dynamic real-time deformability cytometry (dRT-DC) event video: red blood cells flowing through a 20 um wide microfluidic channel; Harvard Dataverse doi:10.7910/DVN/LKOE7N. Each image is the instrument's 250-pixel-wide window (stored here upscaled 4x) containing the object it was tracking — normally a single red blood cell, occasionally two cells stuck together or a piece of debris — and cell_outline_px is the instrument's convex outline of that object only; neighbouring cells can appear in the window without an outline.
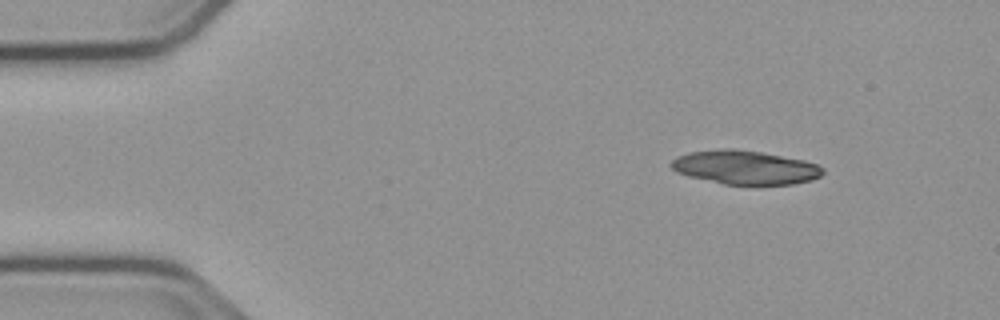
{"species": "common noctule bat (a hibernating species)", "species_latin": "Nyctalus noctula", "temperature_condition": "cold", "stored_images_in_passage": 48, "camera_frame_rate_fps": 3000, "um_per_image_px": 0.085, "animal": {"sex": "male", "body_mass_g": 23.1, "forearm_length_mm": 52.7}, "frame": {"image": 1, "passage_image": 1, "time_ms": 0.0, "image_size_px": [1000, 320], "cell_outline_px": [[824, 172], [820, 176], [812, 180], [792, 184], [724, 184], [688, 176], [676, 172], [668, 164], [676, 156], [688, 152], [724, 148], [732, 148], [760, 152], [804, 160], [816, 164], [824, 168]], "centroid_in_image_um": [63.3, 14.22], "position_along_channel_um": 21.7, "area_um2": 29.88}}
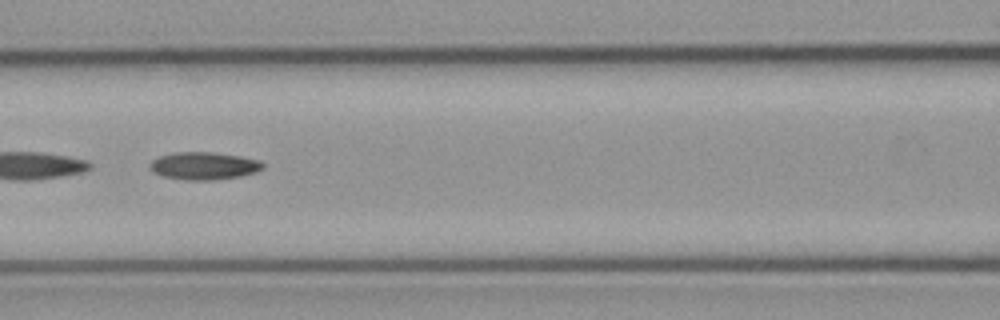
{"frame": {"image": 2, "passage_image": 18, "time_ms": 5.667, "image_size_px": [1000, 320], "cell_outline_px": [[264, 168], [256, 172], [240, 176], [216, 180], [184, 180], [164, 176], [152, 172], [148, 168], [148, 164], [152, 160], [160, 156], [176, 152], [212, 152], [240, 156], [260, 160], [264, 164]], "centroid_in_image_um": [17.32, 14.1], "position_along_channel_um": 149.3, "area_um2": 18.32}}
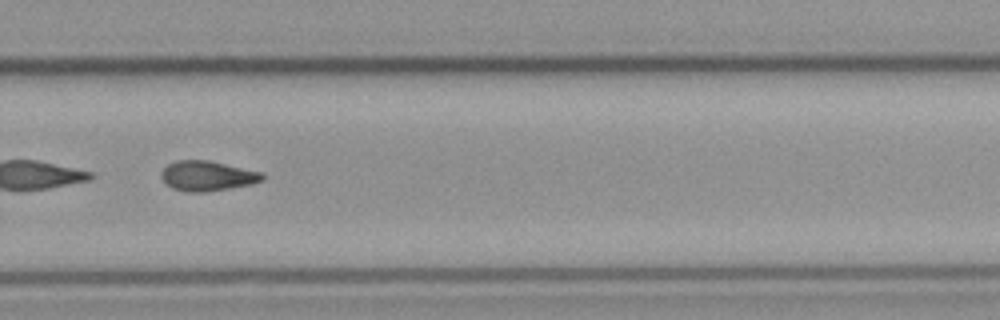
{"frame": {"image": 3, "passage_image": 31, "time_ms": 10.0, "image_size_px": [1000, 320], "cell_outline_px": [[264, 180], [252, 184], [204, 192], [188, 192], [172, 188], [160, 176], [160, 172], [168, 164], [176, 160], [208, 160], [264, 172]], "centroid_in_image_um": [17.64, 14.94], "position_along_channel_um": 312.2, "area_um2": 17.69}}